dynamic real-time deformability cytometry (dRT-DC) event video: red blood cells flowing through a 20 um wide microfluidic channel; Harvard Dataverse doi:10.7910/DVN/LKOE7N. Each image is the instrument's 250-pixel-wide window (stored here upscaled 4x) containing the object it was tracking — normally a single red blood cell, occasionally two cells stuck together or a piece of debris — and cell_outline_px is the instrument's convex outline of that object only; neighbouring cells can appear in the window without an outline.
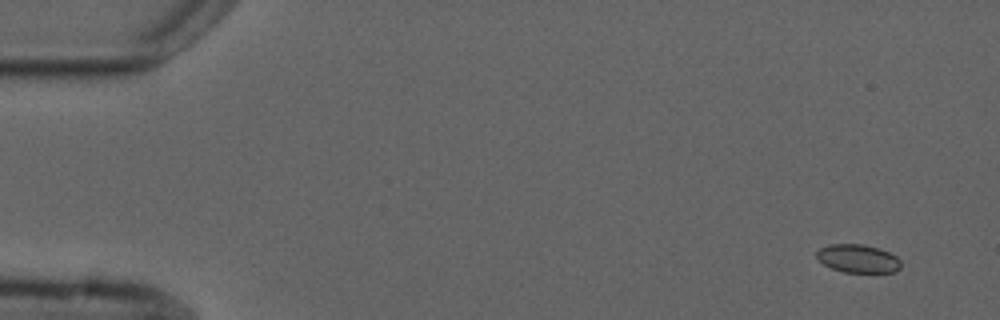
{"species": "common noctule bat (a hibernating species)", "species_latin": "Nyctalus noctula", "temperature_condition": "cold", "stored_images_in_passage": 6, "camera_frame_rate_fps": 3000, "um_per_image_px": 0.085, "animal": {"sex": "male", "forearm_length_mm": 52.5}, "frame": {"image": 1, "passage_image": 1, "time_ms": 0.0, "image_size_px": [1000, 320], "cell_outline_px": [[900, 268], [896, 272], [844, 272], [832, 268], [824, 264], [816, 256], [816, 252], [820, 248], [828, 244], [864, 244], [880, 248], [896, 256], [900, 260]], "centroid_in_image_um": [72.93, 21.97], "position_along_channel_um": 12.1, "area_um2": 13.87}}
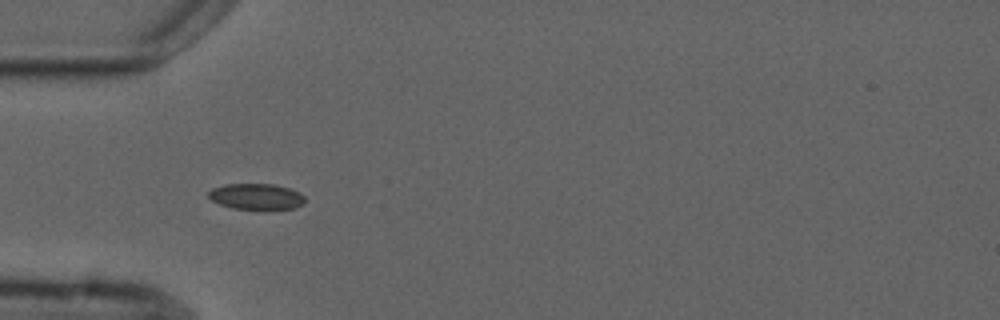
{"frame": {"image": 2, "passage_image": 5, "time_ms": 4.667, "image_size_px": [1000, 320], "cell_outline_px": [[304, 204], [292, 208], [232, 208], [220, 204], [212, 200], [208, 196], [208, 192], [212, 188], [224, 184], [276, 184], [300, 192], [304, 196]], "centroid_in_image_um": [21.77, 16.68], "position_along_channel_um": 63.2, "area_um2": 14.33}}
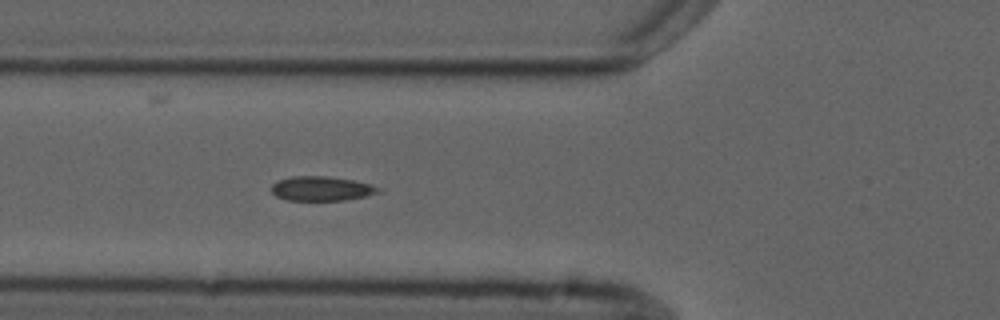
{"frame": {"image": 3, "passage_image": 6, "time_ms": 5.667, "image_size_px": [1000, 320], "cell_outline_px": [[384, 188], [380, 192], [364, 196], [344, 200], [288, 200], [276, 196], [272, 192], [272, 184], [276, 180], [292, 176], [328, 176], [352, 180], [372, 184]], "centroid_in_image_um": [27.34, 16.02], "position_along_channel_um": 98.5, "area_um2": 15.32}}